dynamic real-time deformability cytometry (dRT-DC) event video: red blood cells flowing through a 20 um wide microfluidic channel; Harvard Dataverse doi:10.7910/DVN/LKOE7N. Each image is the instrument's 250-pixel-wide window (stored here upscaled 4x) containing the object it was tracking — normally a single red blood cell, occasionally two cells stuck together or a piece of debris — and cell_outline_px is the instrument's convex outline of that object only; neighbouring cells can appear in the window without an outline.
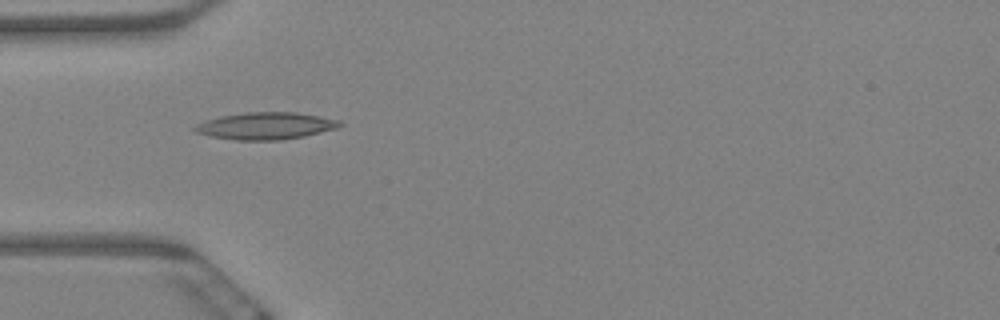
{"species": "Egyptian fruit bat (a non-hibernating species)", "species_latin": "Rousettus aegyptiacus", "temperature_condition": "warm", "stored_images_in_passage": 6, "camera_frame_rate_fps": 3000, "um_per_image_px": 0.085, "animal": {"sex": "female"}, "frame": {"image": 1, "passage_image": 5, "time_ms": 1.333, "image_size_px": [1000, 320], "cell_outline_px": [[344, 124], [336, 128], [304, 136], [280, 140], [236, 140], [212, 136], [196, 132], [192, 128], [196, 124], [204, 120], [220, 116], [244, 112], [296, 112], [320, 116], [340, 120]], "centroid_in_image_um": [22.58, 10.69], "position_along_channel_um": 62.4, "area_um2": 22.89}}
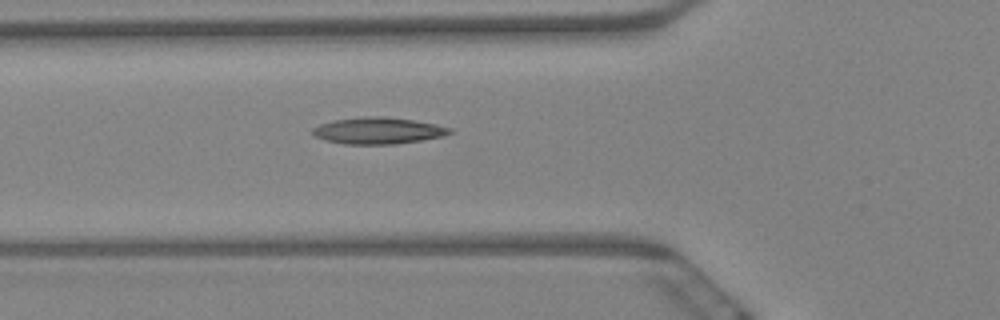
{"frame": {"image": 2, "passage_image": 6, "time_ms": 1.667, "image_size_px": [1000, 320], "cell_outline_px": [[452, 132], [444, 136], [420, 140], [392, 144], [344, 144], [324, 140], [312, 136], [312, 128], [320, 124], [332, 120], [364, 116], [384, 116], [412, 120], [436, 124], [452, 128]], "centroid_in_image_um": [32.09, 11.1], "position_along_channel_um": 93.7, "area_um2": 21.33}}